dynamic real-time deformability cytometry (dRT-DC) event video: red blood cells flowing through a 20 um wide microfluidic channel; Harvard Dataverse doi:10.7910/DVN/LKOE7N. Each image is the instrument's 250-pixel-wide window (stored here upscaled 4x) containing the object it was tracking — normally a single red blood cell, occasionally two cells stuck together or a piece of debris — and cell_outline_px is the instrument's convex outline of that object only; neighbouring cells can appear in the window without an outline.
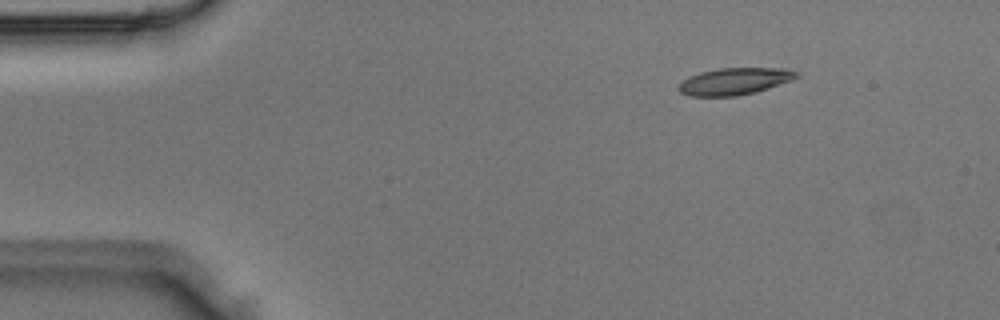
{"species": "Egyptian fruit bat (a non-hibernating species)", "species_latin": "Rousettus aegyptiacus", "temperature_condition": "room temperature", "stored_images_in_passage": 4, "camera_frame_rate_fps": 3000, "um_per_image_px": 0.085, "animal": {"sex": "male"}, "frame": {"image": 1, "passage_image": 2, "time_ms": 0.333, "image_size_px": [1000, 320], "cell_outline_px": [[800, 76], [792, 80], [768, 88], [736, 96], [688, 96], [680, 92], [676, 88], [688, 76], [700, 72], [720, 68], [784, 68], [800, 72]], "centroid_in_image_um": [62.44, 6.9], "position_along_channel_um": 22.6, "area_um2": 18.5}}